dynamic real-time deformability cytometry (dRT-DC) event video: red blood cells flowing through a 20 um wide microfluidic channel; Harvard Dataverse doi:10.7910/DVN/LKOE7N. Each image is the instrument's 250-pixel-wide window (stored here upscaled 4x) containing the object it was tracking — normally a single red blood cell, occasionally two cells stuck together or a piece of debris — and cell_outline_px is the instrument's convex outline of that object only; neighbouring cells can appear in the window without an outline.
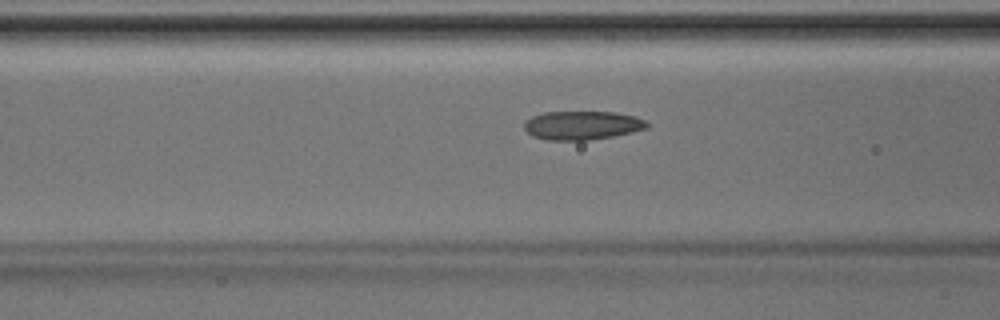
{"species": "Egyptian fruit bat (a non-hibernating species)", "species_latin": "Rousettus aegyptiacus", "temperature_condition": "room temperature", "stored_images_in_passage": 37, "camera_frame_rate_fps": 3000, "um_per_image_px": 0.085, "animal": {"sex": "male"}, "frame": {"image": 1, "passage_image": 10, "time_ms": 3.0, "image_size_px": [1000, 320], "cell_outline_px": [[648, 128], [632, 132], [612, 136], [588, 140], [548, 140], [532, 136], [524, 128], [524, 120], [532, 116], [544, 112], [616, 112], [636, 116], [644, 120], [648, 124]], "centroid_in_image_um": [49.47, 10.65], "position_along_channel_um": 117.1, "area_um2": 20.58}}
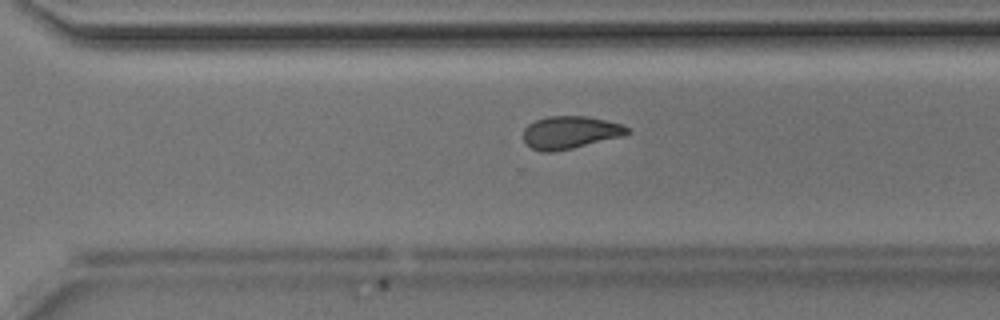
{"frame": {"image": 2, "passage_image": 24, "time_ms": 7.667, "image_size_px": [1000, 320], "cell_outline_px": [[632, 132], [624, 136], [572, 148], [552, 152], [544, 152], [532, 148], [524, 140], [524, 128], [528, 124], [536, 120], [548, 116], [588, 116], [624, 124], [632, 128]], "centroid_in_image_um": [48.54, 11.24], "position_along_channel_um": 322.1, "area_um2": 19.94}}
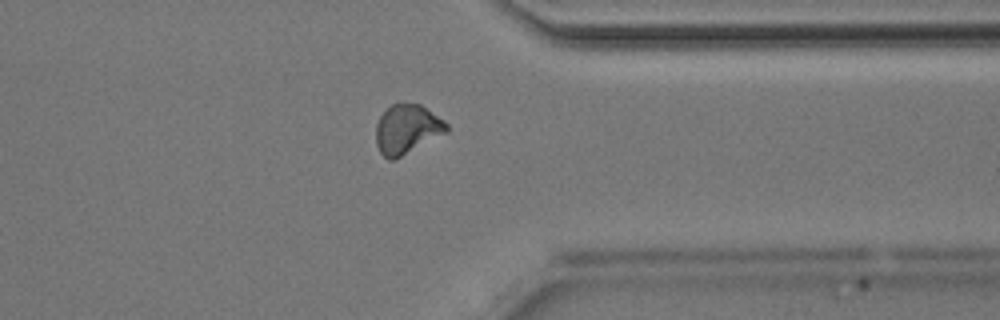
{"frame": {"image": 3, "passage_image": 28, "time_ms": 9.0, "image_size_px": [1000, 320], "cell_outline_px": [[448, 132], [392, 160], [388, 160], [380, 152], [376, 144], [376, 124], [380, 116], [392, 104], [420, 104], [444, 120], [448, 124]], "centroid_in_image_um": [34.59, 10.98], "position_along_channel_um": 376.8, "area_um2": 20.0}}